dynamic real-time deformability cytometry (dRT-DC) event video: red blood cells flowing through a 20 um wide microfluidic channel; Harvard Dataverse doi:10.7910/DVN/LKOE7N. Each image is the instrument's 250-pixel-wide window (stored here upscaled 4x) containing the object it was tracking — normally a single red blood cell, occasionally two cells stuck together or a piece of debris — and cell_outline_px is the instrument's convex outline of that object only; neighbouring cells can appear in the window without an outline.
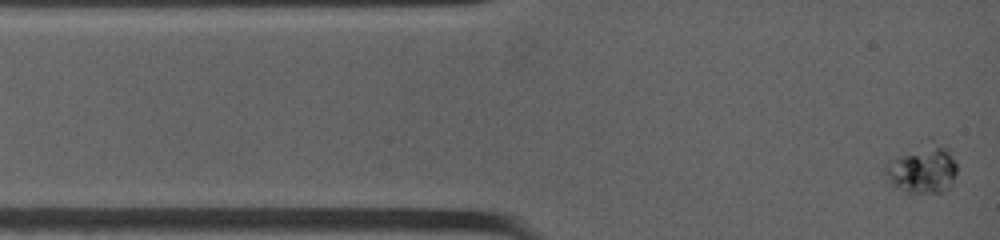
{"species": "common noctule bat (a hibernating species)", "species_latin": "Nyctalus noctula", "temperature_condition": "warm", "stored_images_in_passage": 81, "camera_frame_rate_fps": 4500, "um_per_image_px": 0.085, "animal": {"sex": "female", "body_mass_g": 19.0, "forearm_length_mm": 53.3}, "frame": {"image": 1, "passage_image": 2, "time_ms": 0.222, "image_size_px": [1000, 240], "cell_outline_px": [[956, 176], [952, 184], [944, 192], [904, 192], [892, 188], [884, 172], [884, 168], [896, 160], [904, 156], [936, 148], [948, 148], [956, 164]], "centroid_in_image_um": [78.44, 14.59], "position_along_channel_um": 6.6, "area_um2": 18.09}}
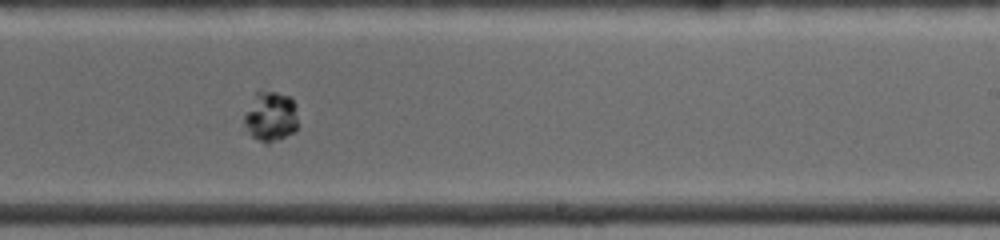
{"frame": {"image": 2, "passage_image": 42, "time_ms": 8.0, "image_size_px": [1000, 240], "cell_outline_px": [[296, 132], [268, 144], [264, 144], [252, 136], [248, 132], [244, 124], [244, 116], [256, 92], [276, 92], [292, 96], [296, 104]], "centroid_in_image_um": [23.03, 9.92], "position_along_channel_um": 266.0, "area_um2": 15.72}}
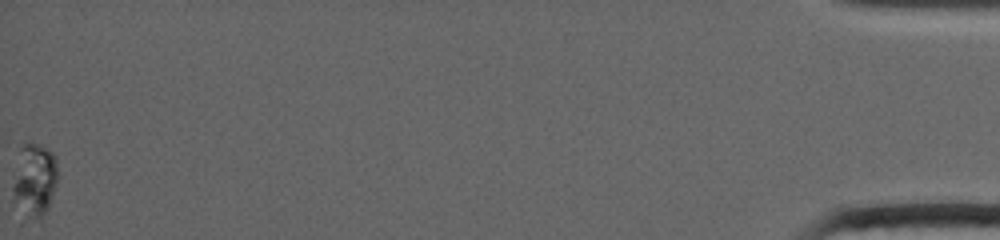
{"frame": {"image": 3, "passage_image": 81, "time_ms": 16.889, "image_size_px": [1000, 240], "cell_outline_px": [[56, 184], [48, 212], [40, 220], [24, 224], [12, 200], [12, 188], [16, 144], [24, 140], [28, 140], [40, 144], [48, 148], [56, 156]], "centroid_in_image_um": [2.83, 15.33], "position_along_channel_um": 432.4, "area_um2": 21.39}, "authors_computed_cell_mechanics": {"area_um2": 17.5134, "velocity_mm_per_s": 3.8617, "shape_relaxation_time_tau1_ms": 1.7086, "shape_relaxation_time_tau2_ms": null, "deformation_change_tau1": 0.0848, "deformation_change_tau2": null}}